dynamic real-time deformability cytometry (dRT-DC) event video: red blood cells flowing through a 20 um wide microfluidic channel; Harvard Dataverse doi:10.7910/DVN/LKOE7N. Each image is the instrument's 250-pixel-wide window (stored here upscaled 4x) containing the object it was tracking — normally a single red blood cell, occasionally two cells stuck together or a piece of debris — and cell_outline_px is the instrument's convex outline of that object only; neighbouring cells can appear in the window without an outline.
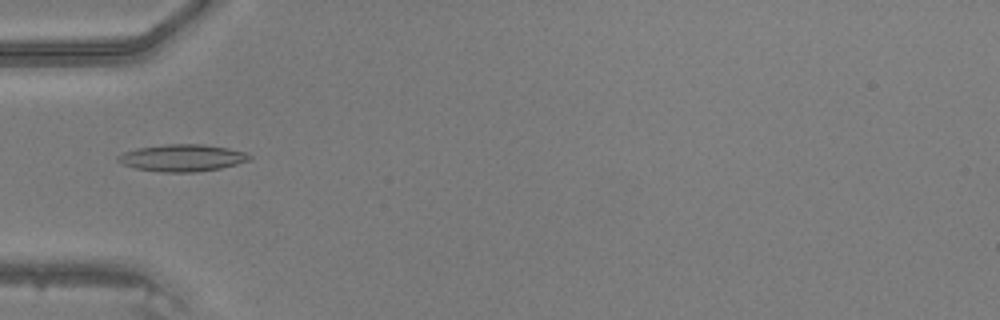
{"species": "common noctule bat (a hibernating species)", "species_latin": "Nyctalus noctula", "temperature_condition": "warm", "stored_images_in_passage": 33, "camera_frame_rate_fps": 3000, "um_per_image_px": 0.085, "animal": {"sex": "male", "body_mass_g": 20.5, "forearm_length_mm": 52.5}, "frame": {"image": 1, "passage_image": 2, "time_ms": 0.333, "image_size_px": [1000, 320], "cell_outline_px": [[252, 160], [220, 168], [196, 172], [160, 172], [136, 168], [120, 164], [116, 160], [116, 156], [124, 152], [136, 148], [168, 144], [204, 144], [228, 148], [248, 152], [252, 156]], "centroid_in_image_um": [15.5, 13.41], "position_along_channel_um": 69.5, "area_um2": 20.92}}
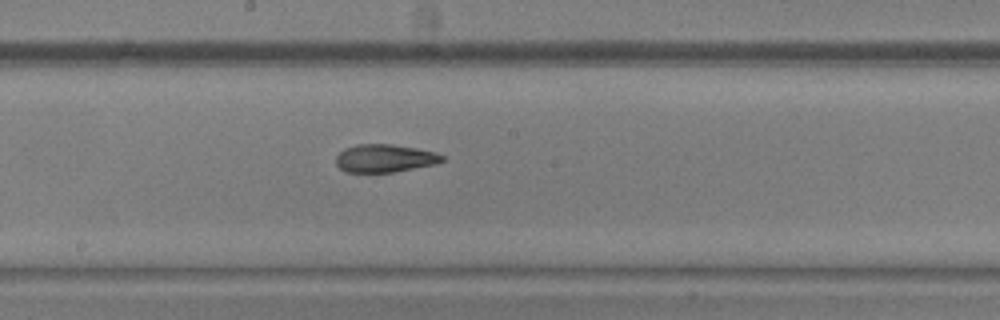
{"frame": {"image": 2, "passage_image": 12, "time_ms": 3.667, "image_size_px": [1000, 320], "cell_outline_px": [[444, 160], [436, 164], [392, 172], [344, 172], [336, 164], [336, 156], [344, 148], [356, 144], [392, 144], [416, 148], [436, 152], [444, 156]], "centroid_in_image_um": [32.69, 13.45], "position_along_channel_um": 215.5, "area_um2": 17.34}}
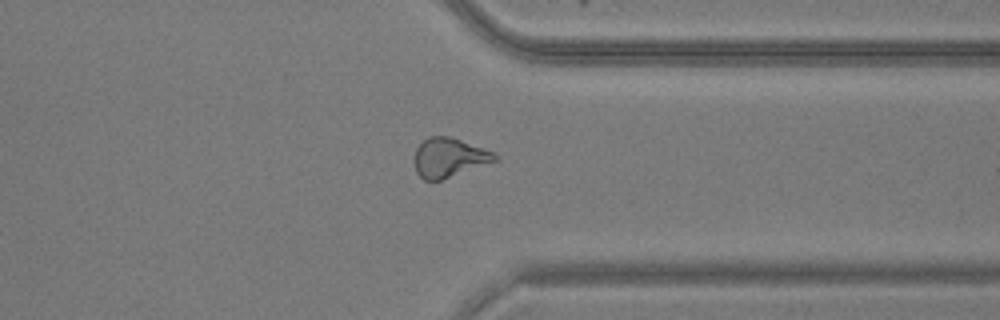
{"frame": {"image": 3, "passage_image": 23, "time_ms": 7.333, "image_size_px": [1000, 320], "cell_outline_px": [[500, 160], [440, 180], [424, 180], [416, 172], [416, 148], [428, 136], [448, 136], [484, 148], [500, 156]], "centroid_in_image_um": [38.22, 13.39], "position_along_channel_um": 373.2, "area_um2": 18.21}}